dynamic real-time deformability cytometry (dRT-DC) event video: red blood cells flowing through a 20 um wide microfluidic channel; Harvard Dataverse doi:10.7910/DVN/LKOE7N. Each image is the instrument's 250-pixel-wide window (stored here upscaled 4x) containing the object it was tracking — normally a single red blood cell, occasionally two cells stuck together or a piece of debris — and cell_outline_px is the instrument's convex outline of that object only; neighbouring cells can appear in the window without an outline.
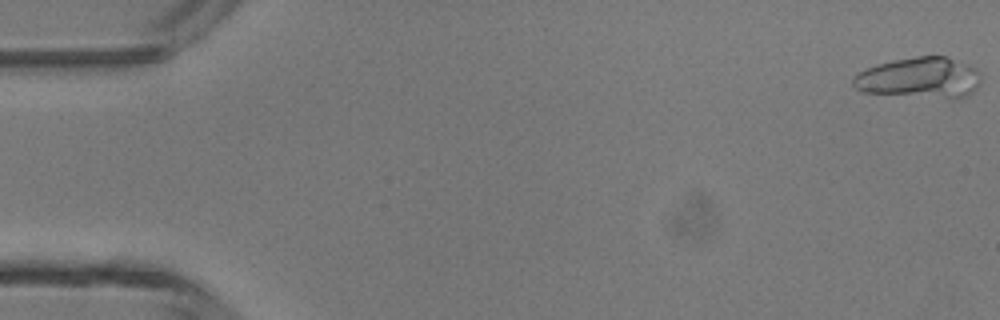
{"species": "common noctule bat (a hibernating species)", "species_latin": "Nyctalus noctula", "temperature_condition": "room temperature", "stored_images_in_passage": 3, "camera_frame_rate_fps": 3000, "um_per_image_px": 0.085, "animal": {"sex": "male", "body_mass_g": 13.3}, "frame": {"image": 1, "passage_image": 1, "time_ms": 0.0, "image_size_px": [1000, 320], "cell_outline_px": [[980, 84], [968, 96], [956, 100], [952, 100], [864, 92], [856, 88], [852, 84], [852, 76], [876, 64], [892, 60], [916, 56], [948, 56], [976, 68], [980, 72]], "centroid_in_image_um": [78.21, 6.63], "position_along_channel_um": 6.8, "area_um2": 31.04}}